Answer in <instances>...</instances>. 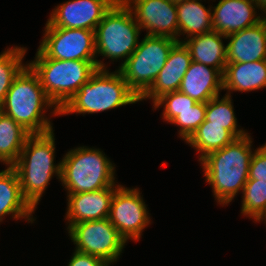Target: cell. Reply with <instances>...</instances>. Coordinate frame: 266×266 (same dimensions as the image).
Here are the masks:
<instances>
[{
	"mask_svg": "<svg viewBox=\"0 0 266 266\" xmlns=\"http://www.w3.org/2000/svg\"><path fill=\"white\" fill-rule=\"evenodd\" d=\"M242 215L261 222L266 216V182L247 180L242 191Z\"/></svg>",
	"mask_w": 266,
	"mask_h": 266,
	"instance_id": "4316f807",
	"label": "cell"
},
{
	"mask_svg": "<svg viewBox=\"0 0 266 266\" xmlns=\"http://www.w3.org/2000/svg\"><path fill=\"white\" fill-rule=\"evenodd\" d=\"M146 35L170 37L178 41L176 4L170 0H123Z\"/></svg>",
	"mask_w": 266,
	"mask_h": 266,
	"instance_id": "4fadbf2b",
	"label": "cell"
},
{
	"mask_svg": "<svg viewBox=\"0 0 266 266\" xmlns=\"http://www.w3.org/2000/svg\"><path fill=\"white\" fill-rule=\"evenodd\" d=\"M28 65L38 75L46 95L59 110L97 70V61L47 58L39 49Z\"/></svg>",
	"mask_w": 266,
	"mask_h": 266,
	"instance_id": "8992f818",
	"label": "cell"
},
{
	"mask_svg": "<svg viewBox=\"0 0 266 266\" xmlns=\"http://www.w3.org/2000/svg\"><path fill=\"white\" fill-rule=\"evenodd\" d=\"M236 138L225 129V125L209 124L204 121L194 133L185 141L189 146L196 149L200 161L207 154L220 150L231 144Z\"/></svg>",
	"mask_w": 266,
	"mask_h": 266,
	"instance_id": "603a6c76",
	"label": "cell"
},
{
	"mask_svg": "<svg viewBox=\"0 0 266 266\" xmlns=\"http://www.w3.org/2000/svg\"><path fill=\"white\" fill-rule=\"evenodd\" d=\"M248 180L266 182V143L255 149L252 154Z\"/></svg>",
	"mask_w": 266,
	"mask_h": 266,
	"instance_id": "f546056e",
	"label": "cell"
},
{
	"mask_svg": "<svg viewBox=\"0 0 266 266\" xmlns=\"http://www.w3.org/2000/svg\"><path fill=\"white\" fill-rule=\"evenodd\" d=\"M48 108L52 115H59V109L46 95L38 75L27 65L11 84L2 112L30 134H43L53 130L51 118L45 115Z\"/></svg>",
	"mask_w": 266,
	"mask_h": 266,
	"instance_id": "7a4b0ae2",
	"label": "cell"
},
{
	"mask_svg": "<svg viewBox=\"0 0 266 266\" xmlns=\"http://www.w3.org/2000/svg\"><path fill=\"white\" fill-rule=\"evenodd\" d=\"M226 36L217 31L181 39L188 48L192 61L217 69L222 75L227 65V47L223 43Z\"/></svg>",
	"mask_w": 266,
	"mask_h": 266,
	"instance_id": "ffe728a7",
	"label": "cell"
},
{
	"mask_svg": "<svg viewBox=\"0 0 266 266\" xmlns=\"http://www.w3.org/2000/svg\"><path fill=\"white\" fill-rule=\"evenodd\" d=\"M67 266H109L100 258L74 250Z\"/></svg>",
	"mask_w": 266,
	"mask_h": 266,
	"instance_id": "4dcf8cb0",
	"label": "cell"
},
{
	"mask_svg": "<svg viewBox=\"0 0 266 266\" xmlns=\"http://www.w3.org/2000/svg\"><path fill=\"white\" fill-rule=\"evenodd\" d=\"M258 7V10L260 9V11L263 13V15H266V0H253Z\"/></svg>",
	"mask_w": 266,
	"mask_h": 266,
	"instance_id": "1f68e13d",
	"label": "cell"
},
{
	"mask_svg": "<svg viewBox=\"0 0 266 266\" xmlns=\"http://www.w3.org/2000/svg\"><path fill=\"white\" fill-rule=\"evenodd\" d=\"M61 161L60 181L67 194H77L120 186L115 181V165L101 149L79 146Z\"/></svg>",
	"mask_w": 266,
	"mask_h": 266,
	"instance_id": "5b68a950",
	"label": "cell"
},
{
	"mask_svg": "<svg viewBox=\"0 0 266 266\" xmlns=\"http://www.w3.org/2000/svg\"><path fill=\"white\" fill-rule=\"evenodd\" d=\"M202 0H188L177 3L178 42L180 35L191 36L213 31L212 6L208 8L201 3Z\"/></svg>",
	"mask_w": 266,
	"mask_h": 266,
	"instance_id": "7402d4cb",
	"label": "cell"
},
{
	"mask_svg": "<svg viewBox=\"0 0 266 266\" xmlns=\"http://www.w3.org/2000/svg\"><path fill=\"white\" fill-rule=\"evenodd\" d=\"M197 102L182 92L174 91L160 97L154 104L153 109L164 107L162 118L167 123H170L175 117L180 114V111H185L192 108Z\"/></svg>",
	"mask_w": 266,
	"mask_h": 266,
	"instance_id": "83f0119b",
	"label": "cell"
},
{
	"mask_svg": "<svg viewBox=\"0 0 266 266\" xmlns=\"http://www.w3.org/2000/svg\"><path fill=\"white\" fill-rule=\"evenodd\" d=\"M140 31L132 10L117 0L96 27V58L103 56L113 62L124 59L121 66L138 47Z\"/></svg>",
	"mask_w": 266,
	"mask_h": 266,
	"instance_id": "52a82bcc",
	"label": "cell"
},
{
	"mask_svg": "<svg viewBox=\"0 0 266 266\" xmlns=\"http://www.w3.org/2000/svg\"><path fill=\"white\" fill-rule=\"evenodd\" d=\"M257 9L253 0H220L212 8L213 30L228 36L257 25L265 17Z\"/></svg>",
	"mask_w": 266,
	"mask_h": 266,
	"instance_id": "5bb4252c",
	"label": "cell"
},
{
	"mask_svg": "<svg viewBox=\"0 0 266 266\" xmlns=\"http://www.w3.org/2000/svg\"><path fill=\"white\" fill-rule=\"evenodd\" d=\"M171 2L177 4V3H183V2H186L188 0H170Z\"/></svg>",
	"mask_w": 266,
	"mask_h": 266,
	"instance_id": "d6a6232c",
	"label": "cell"
},
{
	"mask_svg": "<svg viewBox=\"0 0 266 266\" xmlns=\"http://www.w3.org/2000/svg\"><path fill=\"white\" fill-rule=\"evenodd\" d=\"M139 97L128 87L116 69H97L89 80L59 110V116L68 114H94L128 104H136Z\"/></svg>",
	"mask_w": 266,
	"mask_h": 266,
	"instance_id": "277c9868",
	"label": "cell"
},
{
	"mask_svg": "<svg viewBox=\"0 0 266 266\" xmlns=\"http://www.w3.org/2000/svg\"><path fill=\"white\" fill-rule=\"evenodd\" d=\"M227 63L266 60V19L257 25L226 36Z\"/></svg>",
	"mask_w": 266,
	"mask_h": 266,
	"instance_id": "e0dca14e",
	"label": "cell"
},
{
	"mask_svg": "<svg viewBox=\"0 0 266 266\" xmlns=\"http://www.w3.org/2000/svg\"><path fill=\"white\" fill-rule=\"evenodd\" d=\"M27 48L14 46L0 53V106L14 79L28 65L23 63Z\"/></svg>",
	"mask_w": 266,
	"mask_h": 266,
	"instance_id": "484cf974",
	"label": "cell"
},
{
	"mask_svg": "<svg viewBox=\"0 0 266 266\" xmlns=\"http://www.w3.org/2000/svg\"><path fill=\"white\" fill-rule=\"evenodd\" d=\"M2 113H3V112H2V106H0V116H1Z\"/></svg>",
	"mask_w": 266,
	"mask_h": 266,
	"instance_id": "836d02e7",
	"label": "cell"
},
{
	"mask_svg": "<svg viewBox=\"0 0 266 266\" xmlns=\"http://www.w3.org/2000/svg\"><path fill=\"white\" fill-rule=\"evenodd\" d=\"M262 221H265L264 223H266V216L262 219Z\"/></svg>",
	"mask_w": 266,
	"mask_h": 266,
	"instance_id": "e575fe53",
	"label": "cell"
},
{
	"mask_svg": "<svg viewBox=\"0 0 266 266\" xmlns=\"http://www.w3.org/2000/svg\"><path fill=\"white\" fill-rule=\"evenodd\" d=\"M30 133L11 117L0 116V162L12 166L21 153Z\"/></svg>",
	"mask_w": 266,
	"mask_h": 266,
	"instance_id": "cb8c5ba5",
	"label": "cell"
},
{
	"mask_svg": "<svg viewBox=\"0 0 266 266\" xmlns=\"http://www.w3.org/2000/svg\"><path fill=\"white\" fill-rule=\"evenodd\" d=\"M67 231L76 251L100 258L109 265L119 260L127 243L108 218L73 224Z\"/></svg>",
	"mask_w": 266,
	"mask_h": 266,
	"instance_id": "9c48e42d",
	"label": "cell"
},
{
	"mask_svg": "<svg viewBox=\"0 0 266 266\" xmlns=\"http://www.w3.org/2000/svg\"><path fill=\"white\" fill-rule=\"evenodd\" d=\"M34 209L23 198L17 172L12 166L0 171V222L6 215L34 223Z\"/></svg>",
	"mask_w": 266,
	"mask_h": 266,
	"instance_id": "d6986e66",
	"label": "cell"
},
{
	"mask_svg": "<svg viewBox=\"0 0 266 266\" xmlns=\"http://www.w3.org/2000/svg\"><path fill=\"white\" fill-rule=\"evenodd\" d=\"M191 61L188 48L183 42H177L172 47L167 61L155 81L139 98V101L150 99L154 104L163 95L178 91Z\"/></svg>",
	"mask_w": 266,
	"mask_h": 266,
	"instance_id": "2e32d148",
	"label": "cell"
},
{
	"mask_svg": "<svg viewBox=\"0 0 266 266\" xmlns=\"http://www.w3.org/2000/svg\"><path fill=\"white\" fill-rule=\"evenodd\" d=\"M139 189L120 185L111 202L108 219L126 242L139 241L144 229L152 223Z\"/></svg>",
	"mask_w": 266,
	"mask_h": 266,
	"instance_id": "8fae6325",
	"label": "cell"
},
{
	"mask_svg": "<svg viewBox=\"0 0 266 266\" xmlns=\"http://www.w3.org/2000/svg\"><path fill=\"white\" fill-rule=\"evenodd\" d=\"M206 103L197 102L192 108L180 111L170 124L179 127V137L186 141L205 121Z\"/></svg>",
	"mask_w": 266,
	"mask_h": 266,
	"instance_id": "f1b7e54d",
	"label": "cell"
},
{
	"mask_svg": "<svg viewBox=\"0 0 266 266\" xmlns=\"http://www.w3.org/2000/svg\"><path fill=\"white\" fill-rule=\"evenodd\" d=\"M205 120L209 121V124L225 125V129L236 139L249 134L243 128H237L239 126L237 125L232 97L226 94L222 98L220 95L214 97L206 103Z\"/></svg>",
	"mask_w": 266,
	"mask_h": 266,
	"instance_id": "d4e9b609",
	"label": "cell"
},
{
	"mask_svg": "<svg viewBox=\"0 0 266 266\" xmlns=\"http://www.w3.org/2000/svg\"><path fill=\"white\" fill-rule=\"evenodd\" d=\"M266 87V60L248 63H227L223 73V90L250 92Z\"/></svg>",
	"mask_w": 266,
	"mask_h": 266,
	"instance_id": "44dd1931",
	"label": "cell"
},
{
	"mask_svg": "<svg viewBox=\"0 0 266 266\" xmlns=\"http://www.w3.org/2000/svg\"><path fill=\"white\" fill-rule=\"evenodd\" d=\"M119 186L104 189L67 194V230L73 225L83 221L100 220L109 217L112 198Z\"/></svg>",
	"mask_w": 266,
	"mask_h": 266,
	"instance_id": "9a60e30c",
	"label": "cell"
},
{
	"mask_svg": "<svg viewBox=\"0 0 266 266\" xmlns=\"http://www.w3.org/2000/svg\"><path fill=\"white\" fill-rule=\"evenodd\" d=\"M117 0H69L55 6L45 27L95 31L104 14Z\"/></svg>",
	"mask_w": 266,
	"mask_h": 266,
	"instance_id": "7c38bea8",
	"label": "cell"
},
{
	"mask_svg": "<svg viewBox=\"0 0 266 266\" xmlns=\"http://www.w3.org/2000/svg\"><path fill=\"white\" fill-rule=\"evenodd\" d=\"M54 130L43 134H30L19 158L12 165L17 172L23 198L36 210L53 175L60 181L61 161L55 159Z\"/></svg>",
	"mask_w": 266,
	"mask_h": 266,
	"instance_id": "3957f363",
	"label": "cell"
},
{
	"mask_svg": "<svg viewBox=\"0 0 266 266\" xmlns=\"http://www.w3.org/2000/svg\"><path fill=\"white\" fill-rule=\"evenodd\" d=\"M252 142L250 134H247L222 149L207 154L199 161L204 171L203 176L206 177L205 182L213 189L219 205H228L240 191L242 193L254 152Z\"/></svg>",
	"mask_w": 266,
	"mask_h": 266,
	"instance_id": "6da1fadb",
	"label": "cell"
},
{
	"mask_svg": "<svg viewBox=\"0 0 266 266\" xmlns=\"http://www.w3.org/2000/svg\"><path fill=\"white\" fill-rule=\"evenodd\" d=\"M223 90V75L215 68L191 61L179 91L196 102L207 103Z\"/></svg>",
	"mask_w": 266,
	"mask_h": 266,
	"instance_id": "ac0fdd59",
	"label": "cell"
},
{
	"mask_svg": "<svg viewBox=\"0 0 266 266\" xmlns=\"http://www.w3.org/2000/svg\"><path fill=\"white\" fill-rule=\"evenodd\" d=\"M177 42L170 37L145 35L131 56L118 67L128 87L139 98L151 87Z\"/></svg>",
	"mask_w": 266,
	"mask_h": 266,
	"instance_id": "ba28073f",
	"label": "cell"
},
{
	"mask_svg": "<svg viewBox=\"0 0 266 266\" xmlns=\"http://www.w3.org/2000/svg\"><path fill=\"white\" fill-rule=\"evenodd\" d=\"M38 49L47 57L57 60L97 61V69L107 64L96 59L95 31L45 27Z\"/></svg>",
	"mask_w": 266,
	"mask_h": 266,
	"instance_id": "30bf717a",
	"label": "cell"
}]
</instances>
